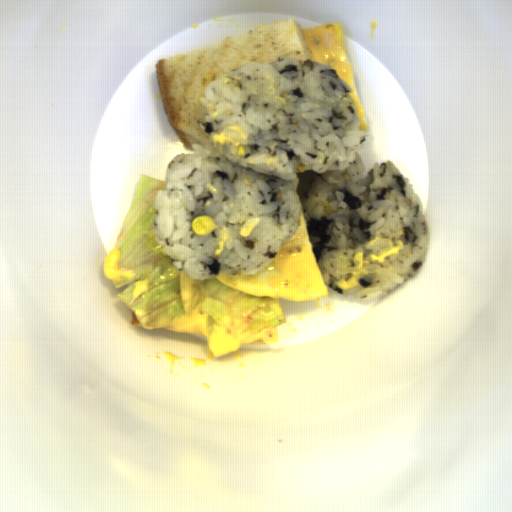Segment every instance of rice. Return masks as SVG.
Wrapping results in <instances>:
<instances>
[{
    "instance_id": "rice-1",
    "label": "rice",
    "mask_w": 512,
    "mask_h": 512,
    "mask_svg": "<svg viewBox=\"0 0 512 512\" xmlns=\"http://www.w3.org/2000/svg\"><path fill=\"white\" fill-rule=\"evenodd\" d=\"M203 144L165 165L153 233L193 279L252 276L292 240L303 213L326 287L378 299L418 274L431 248L424 203L389 159L364 174L367 132L351 85L324 62L244 63L204 88ZM197 215L216 230L194 234ZM260 219L248 237L240 229Z\"/></svg>"
}]
</instances>
